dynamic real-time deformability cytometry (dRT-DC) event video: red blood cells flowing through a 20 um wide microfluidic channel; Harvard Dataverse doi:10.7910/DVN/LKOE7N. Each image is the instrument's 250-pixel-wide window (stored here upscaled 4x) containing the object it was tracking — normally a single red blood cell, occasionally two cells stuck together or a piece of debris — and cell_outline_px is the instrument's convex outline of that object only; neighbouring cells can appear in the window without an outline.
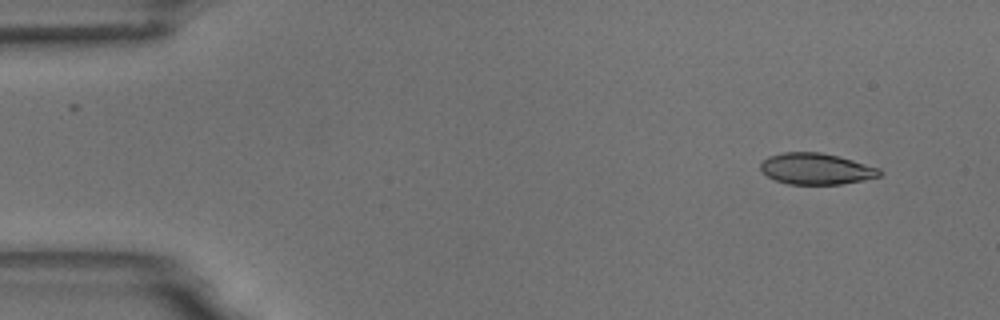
{"species": "common noctule bat (a hibernating species)", "species_latin": "Nyctalus noctula", "temperature_condition": "room temperature", "stored_images_in_passage": 4, "camera_frame_rate_fps": 3000, "um_per_image_px": 0.085, "animal": {"sex": "male", "body_mass_g": 18.8}, "frame": {"image": 1, "passage_image": 1, "time_ms": 0.0, "image_size_px": [1000, 320], "cell_outline_px": [[884, 172], [880, 176], [864, 180], [840, 184], [788, 184], [776, 180], [768, 176], [760, 168], [760, 164], [768, 156], [784, 152], [820, 152], [852, 160], [880, 168]], "centroid_in_image_um": [69.39, 14.35], "position_along_channel_um": 15.6, "area_um2": 21.56}}
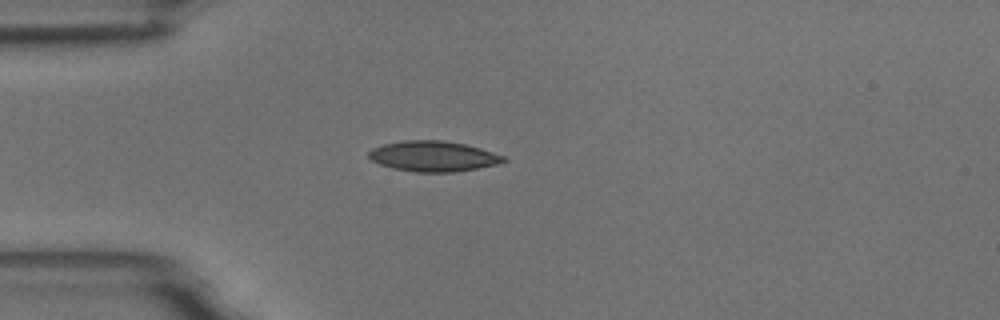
{"frame": {"image": 2, "passage_image": 4, "time_ms": 3.333, "image_size_px": [1000, 320], "cell_outline_px": [[508, 160], [496, 164], [456, 172], [416, 172], [392, 168], [368, 160], [368, 152], [372, 148], [384, 144], [400, 140], [444, 140], [464, 144], [480, 148], [504, 156]], "centroid_in_image_um": [36.77, 13.28], "position_along_channel_um": 48.2, "area_um2": 23.99}}